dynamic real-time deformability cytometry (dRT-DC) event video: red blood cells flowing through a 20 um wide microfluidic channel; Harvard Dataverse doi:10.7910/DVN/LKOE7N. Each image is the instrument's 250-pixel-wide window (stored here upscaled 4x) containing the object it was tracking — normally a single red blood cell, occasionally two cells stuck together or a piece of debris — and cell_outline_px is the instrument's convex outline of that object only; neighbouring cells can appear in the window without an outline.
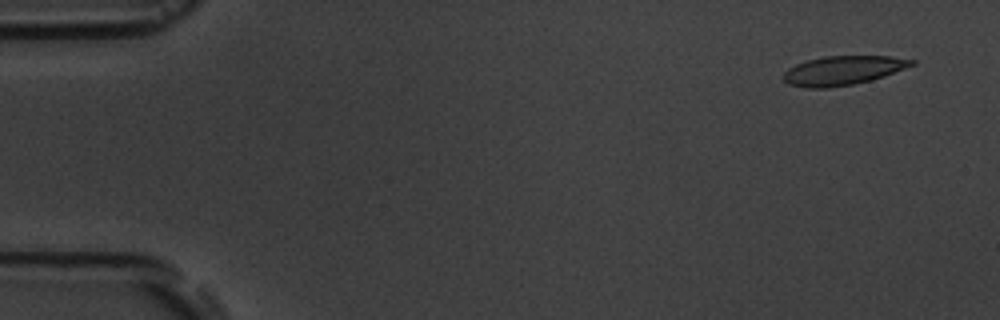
{"species": "common noctule bat (a hibernating species)", "species_latin": "Nyctalus noctula", "temperature_condition": "room temperature", "stored_images_in_passage": 4, "camera_frame_rate_fps": 3000, "um_per_image_px": 0.085, "animal": {"sex": "male", "body_mass_g": 19.5, "forearm_length_mm": 54.6}, "frame": {"image": 1, "passage_image": 1, "time_ms": 0.0, "image_size_px": [1000, 320], "cell_outline_px": [[916, 64], [884, 76], [872, 80], [852, 84], [828, 88], [804, 88], [788, 84], [780, 76], [788, 68], [796, 64], [808, 60], [824, 56], [892, 56], [916, 60]], "centroid_in_image_um": [71.63, 5.99], "position_along_channel_um": 13.4, "area_um2": 21.91}}
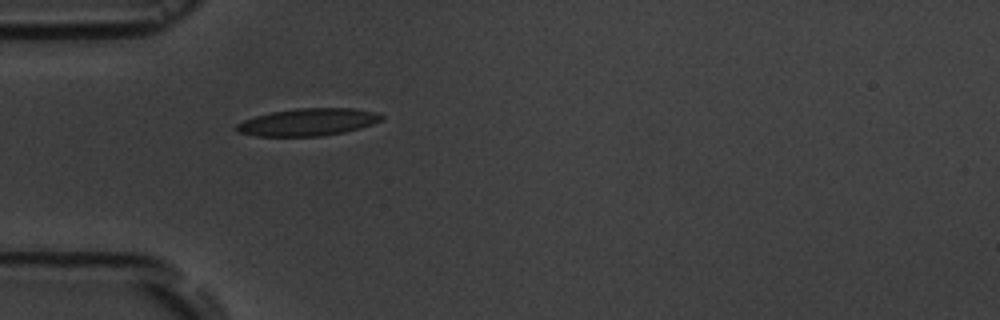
{"frame": {"image": 2, "passage_image": 4, "time_ms": 4.333, "image_size_px": [1000, 320], "cell_outline_px": [[384, 120], [360, 128], [344, 132], [324, 136], [256, 136], [236, 132], [232, 128], [236, 124], [244, 120], [256, 116], [272, 112], [296, 108], [352, 108], [376, 112], [384, 116]], "centroid_in_image_um": [26.16, 10.38], "position_along_channel_um": 58.8, "area_um2": 23.29}}